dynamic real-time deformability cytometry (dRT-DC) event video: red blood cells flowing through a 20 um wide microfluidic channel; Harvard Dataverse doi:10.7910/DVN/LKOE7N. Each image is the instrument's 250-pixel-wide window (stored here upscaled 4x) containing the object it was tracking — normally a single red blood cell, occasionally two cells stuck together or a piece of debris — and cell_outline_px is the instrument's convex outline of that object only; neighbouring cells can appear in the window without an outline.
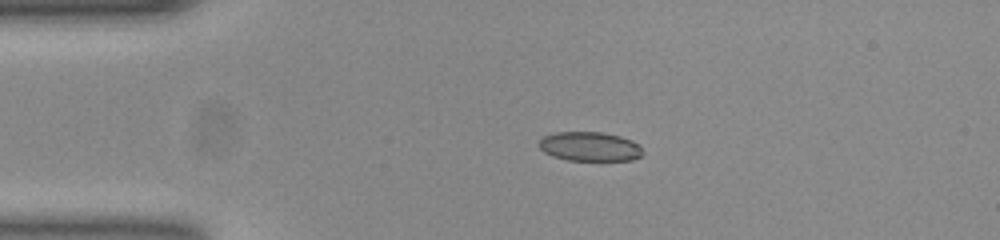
{"species": "common noctule bat (a hibernating species)", "species_latin": "Nyctalus noctula", "temperature_condition": "room temperature", "stored_images_in_passage": 42, "camera_frame_rate_fps": 3000, "um_per_image_px": 0.085, "animal": {"sex": "female", "body_mass_g": 23.0, "forearm_length_mm": 53.4}, "frame": {"image": 1, "passage_image": 1, "time_ms": 0.0, "image_size_px": [1000, 240], "cell_outline_px": [[644, 152], [640, 156], [632, 160], [568, 160], [552, 156], [544, 152], [536, 144], [544, 136], [556, 132], [604, 132], [620, 136], [632, 140], [640, 144]], "centroid_in_image_um": [50.14, 12.45], "position_along_channel_um": 34.9, "area_um2": 17.86}}
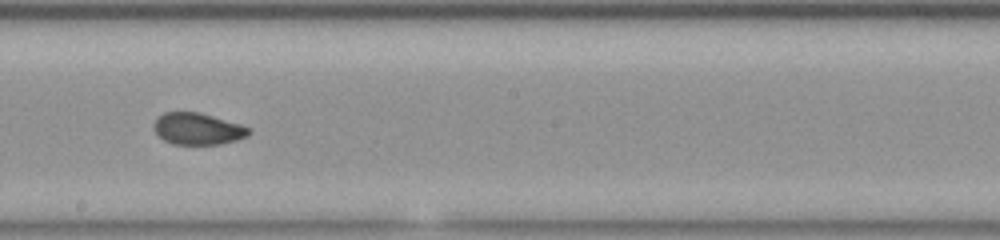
{"frame": {"image": 2, "passage_image": 19, "time_ms": 6.0, "image_size_px": [1000, 240], "cell_outline_px": [[248, 136], [236, 140], [220, 144], [172, 144], [164, 140], [152, 128], [152, 124], [164, 112], [200, 112], [240, 124], [248, 128]], "centroid_in_image_um": [16.77, 10.95], "position_along_channel_um": 231.4, "area_um2": 17.4}}
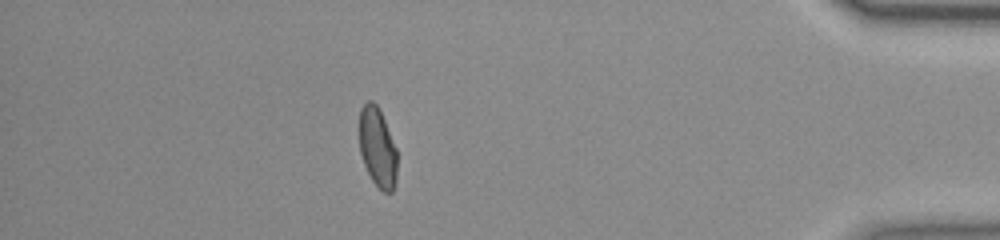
{"frame": {"image": 3, "passage_image": 36, "time_ms": 11.667, "image_size_px": [1000, 240], "cell_outline_px": [[396, 184], [392, 192], [384, 192], [372, 180], [364, 164], [360, 152], [360, 108], [368, 100], [372, 100], [376, 104], [384, 120], [396, 148]], "centroid_in_image_um": [32.09, 12.54], "position_along_channel_um": 403.1, "area_um2": 17.22}, "authors_computed_cell_mechanics": {"area_um2": 18.0914, "velocity_mm_per_s": 3.8768, "shape_relaxation_time_tau1_ms": null, "shape_relaxation_time_tau2_ms": 1.1003, "deformation_change_tau1": null, "deformation_change_tau2": 0.0535}}